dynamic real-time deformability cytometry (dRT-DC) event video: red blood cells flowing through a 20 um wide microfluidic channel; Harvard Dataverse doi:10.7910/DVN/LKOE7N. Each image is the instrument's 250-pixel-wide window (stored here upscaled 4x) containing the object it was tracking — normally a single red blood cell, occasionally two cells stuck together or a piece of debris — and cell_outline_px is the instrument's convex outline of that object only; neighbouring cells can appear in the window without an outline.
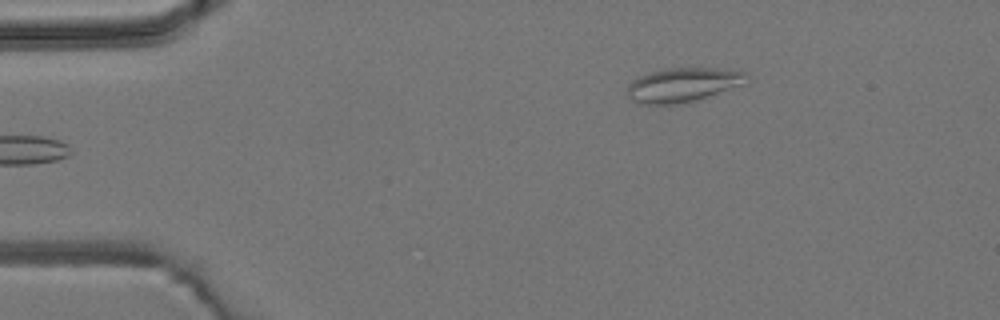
{"species": "common noctule bat (a hibernating species)", "species_latin": "Nyctalus noctula", "temperature_condition": "room temperature", "stored_images_in_passage": 5, "camera_frame_rate_fps": 3000, "um_per_image_px": 0.085, "animal": {"sex": "male", "body_mass_g": 19.2, "forearm_length_mm": 51.8}, "frame": {"image": 1, "passage_image": 5, "time_ms": 4.667, "image_size_px": [1000, 320], "cell_outline_px": [[748, 84], [684, 104], [636, 104], [628, 96], [628, 84], [632, 80], [640, 76], [664, 68], [716, 68], [748, 72]], "centroid_in_image_um": [58.1, 7.22], "position_along_channel_um": 26.9, "area_um2": 24.22}}